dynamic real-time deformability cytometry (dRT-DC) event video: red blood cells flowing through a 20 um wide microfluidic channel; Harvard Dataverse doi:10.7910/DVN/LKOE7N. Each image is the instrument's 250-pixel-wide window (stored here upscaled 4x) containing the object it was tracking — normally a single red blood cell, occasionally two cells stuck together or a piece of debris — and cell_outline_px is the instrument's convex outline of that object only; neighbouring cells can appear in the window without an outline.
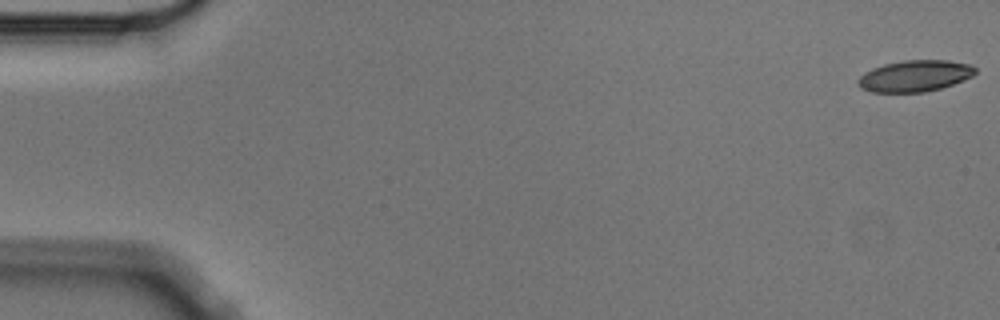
{"species": "Egyptian fruit bat (a non-hibernating species)", "species_latin": "Rousettus aegyptiacus", "temperature_condition": "cold", "stored_images_in_passage": 6, "camera_frame_rate_fps": 3000, "um_per_image_px": 0.085, "animal": {"sex": "male"}, "frame": {"image": 1, "passage_image": 1, "time_ms": 0.0, "image_size_px": [1000, 320], "cell_outline_px": [[976, 72], [972, 76], [964, 80], [940, 88], [924, 92], [872, 92], [860, 88], [856, 84], [856, 80], [864, 72], [872, 68], [884, 64], [904, 60], [948, 60], [972, 64], [976, 68]], "centroid_in_image_um": [77.74, 6.45], "position_along_channel_um": 7.3, "area_um2": 21.62}}
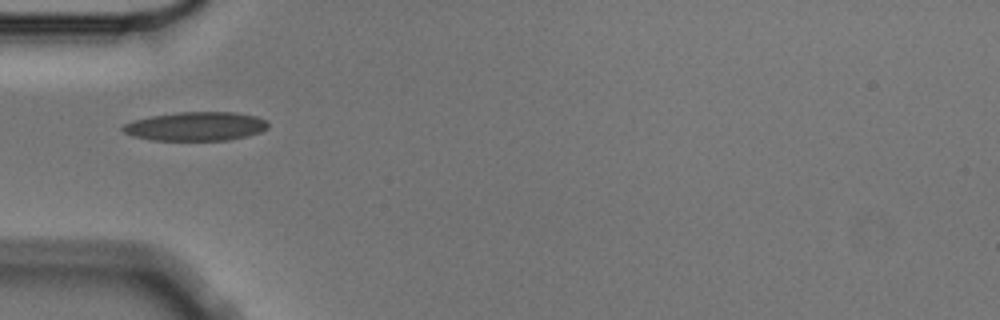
{"frame": {"image": 2, "passage_image": 5, "time_ms": 1.333, "image_size_px": [1000, 320], "cell_outline_px": [[268, 128], [260, 132], [248, 136], [228, 140], [152, 140], [132, 136], [124, 132], [120, 128], [124, 124], [132, 120], [152, 116], [176, 112], [236, 112], [256, 116], [264, 120], [268, 124]], "centroid_in_image_um": [16.63, 10.74], "position_along_channel_um": 68.4, "area_um2": 24.51}}
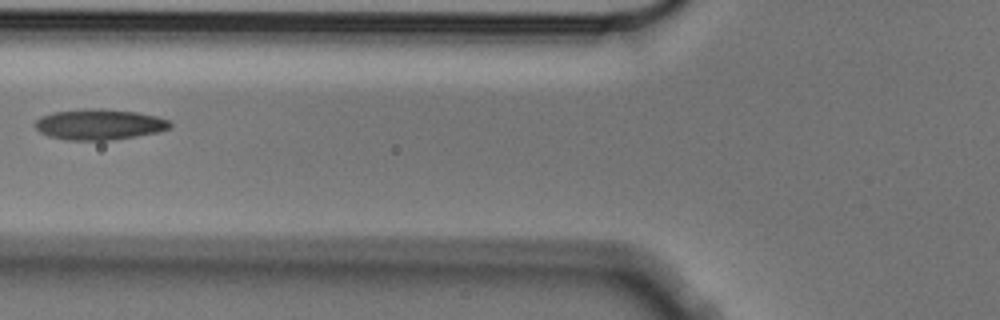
{"frame": {"image": 3, "passage_image": 6, "time_ms": 1.667, "image_size_px": [1000, 320], "cell_outline_px": [[172, 124], [168, 128], [160, 132], [112, 140], [68, 140], [48, 136], [40, 132], [36, 128], [36, 120], [40, 116], [56, 112], [84, 108], [92, 108], [136, 112], [156, 116], [168, 120]], "centroid_in_image_um": [8.44, 10.58], "position_along_channel_um": 117.4, "area_um2": 23.99}}